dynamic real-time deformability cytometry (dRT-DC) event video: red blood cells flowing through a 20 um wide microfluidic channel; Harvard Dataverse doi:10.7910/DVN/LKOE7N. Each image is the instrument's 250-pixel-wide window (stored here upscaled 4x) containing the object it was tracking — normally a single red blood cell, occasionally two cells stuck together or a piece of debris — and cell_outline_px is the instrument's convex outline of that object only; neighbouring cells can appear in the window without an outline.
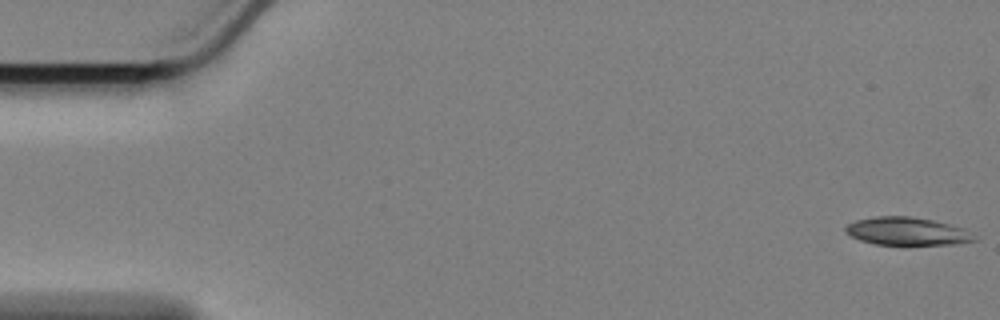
{"species": "Egyptian fruit bat (a non-hibernating species)", "species_latin": "Rousettus aegyptiacus", "temperature_condition": "cold", "stored_images_in_passage": 58, "camera_frame_rate_fps": 3000, "um_per_image_px": 0.085, "animal": {"sex": "female"}, "frame": {"image": 1, "passage_image": 1, "time_ms": 0.0, "image_size_px": [1000, 320], "cell_outline_px": [[976, 240], [956, 244], [876, 244], [860, 240], [844, 232], [844, 228], [848, 224], [856, 220], [876, 216], [912, 216], [932, 220], [964, 228]], "centroid_in_image_um": [77.05, 19.65], "position_along_channel_um": 8.0, "area_um2": 20.63}}
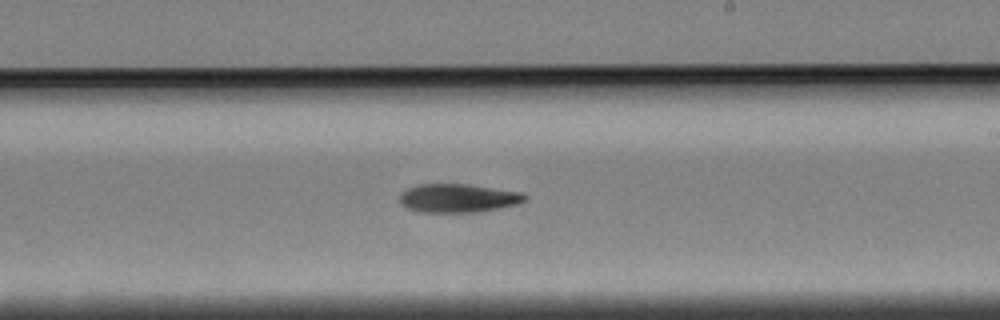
{"frame": {"image": 2, "passage_image": 34, "time_ms": 11.0, "image_size_px": [1000, 320], "cell_outline_px": [[528, 196], [524, 200], [516, 204], [500, 208], [476, 212], [416, 212], [404, 208], [400, 204], [400, 192], [408, 188], [420, 184], [468, 184], [520, 192]], "centroid_in_image_um": [38.87, 16.85], "position_along_channel_um": 250.1, "area_um2": 20.92}}
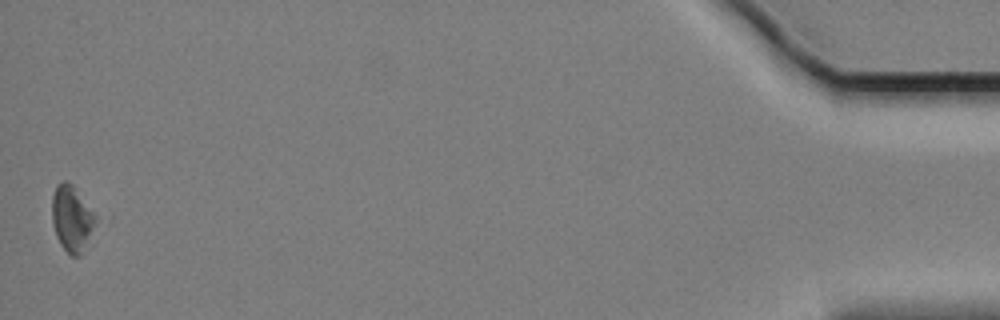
{"frame": {"image": 3, "passage_image": 58, "time_ms": 19.0, "image_size_px": [1000, 320], "cell_outline_px": [[100, 220], [80, 256], [72, 256], [60, 244], [56, 236], [52, 224], [52, 196], [56, 184], [64, 180], [68, 180], [72, 184], [100, 216]], "centroid_in_image_um": [6.17, 18.54], "position_along_channel_um": 429.0, "area_um2": 17.51}, "authors_computed_cell_mechanics": {"area_um2": 21.0392, "velocity_mm_per_s": 3.3812, "shape_relaxation_time_tau1_ms": 2.9722, "shape_relaxation_time_tau2_ms": null, "deformation_change_tau1": 0.1039, "deformation_change_tau2": null}}